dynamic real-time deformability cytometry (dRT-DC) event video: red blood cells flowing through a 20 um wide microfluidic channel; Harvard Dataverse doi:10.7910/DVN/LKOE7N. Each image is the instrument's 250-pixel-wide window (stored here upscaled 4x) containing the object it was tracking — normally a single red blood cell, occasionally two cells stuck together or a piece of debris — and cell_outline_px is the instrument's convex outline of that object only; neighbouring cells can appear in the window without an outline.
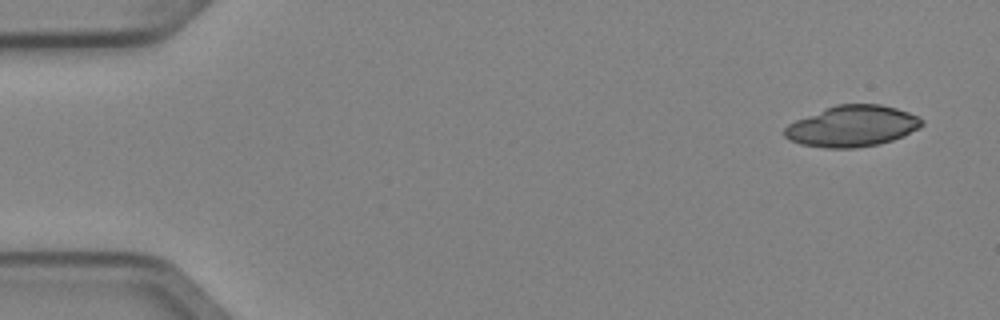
{"species": "Egyptian fruit bat (a non-hibernating species)", "species_latin": "Rousettus aegyptiacus", "temperature_condition": "cold", "stored_images_in_passage": 4, "camera_frame_rate_fps": 3000, "um_per_image_px": 0.085, "animal": {"sex": "female"}, "frame": {"image": 1, "passage_image": 1, "time_ms": 0.0, "image_size_px": [1000, 320], "cell_outline_px": [[924, 124], [920, 128], [904, 136], [880, 144], [856, 148], [824, 148], [800, 144], [788, 140], [784, 136], [784, 128], [788, 124], [796, 120], [836, 104], [880, 104], [896, 108], [908, 112], [924, 120]], "centroid_in_image_um": [72.45, 10.73], "position_along_channel_um": 12.6, "area_um2": 33.0}}